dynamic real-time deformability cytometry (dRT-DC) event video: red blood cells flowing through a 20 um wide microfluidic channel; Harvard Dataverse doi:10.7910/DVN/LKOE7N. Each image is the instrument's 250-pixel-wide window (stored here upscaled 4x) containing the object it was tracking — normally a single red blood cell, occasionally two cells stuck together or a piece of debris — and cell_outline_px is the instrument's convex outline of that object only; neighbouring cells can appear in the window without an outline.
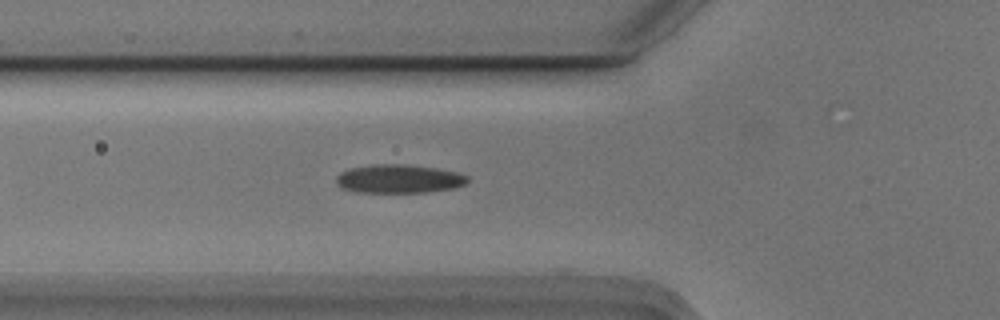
{"species": "Egyptian fruit bat (a non-hibernating species)", "species_latin": "Rousettus aegyptiacus", "temperature_condition": "cold", "stored_images_in_passage": 26, "camera_frame_rate_fps": 3000, "um_per_image_px": 0.085, "animal": {"sex": "male"}, "frame": {"image": 1, "passage_image": 5, "time_ms": 1.333, "image_size_px": [1000, 320], "cell_outline_px": [[468, 184], [456, 188], [428, 192], [356, 192], [340, 188], [336, 184], [336, 176], [340, 172], [348, 168], [372, 164], [400, 164], [436, 168], [456, 172], [468, 176]], "centroid_in_image_um": [33.89, 15.2], "position_along_channel_um": 91.9, "area_um2": 22.14}}
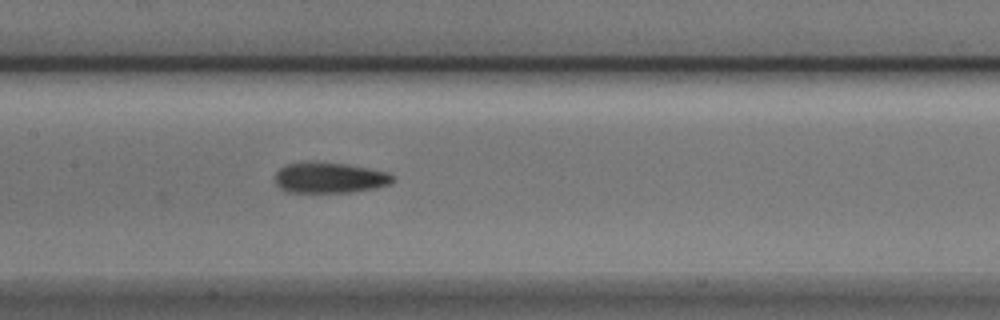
{"frame": {"image": 2, "passage_image": 12, "time_ms": 3.667, "image_size_px": [1000, 320], "cell_outline_px": [[396, 180], [392, 184], [376, 188], [352, 192], [284, 192], [276, 184], [276, 172], [284, 164], [348, 164], [388, 172], [396, 176]], "centroid_in_image_um": [28.1, 15.15], "position_along_channel_um": 179.3, "area_um2": 20.75}}
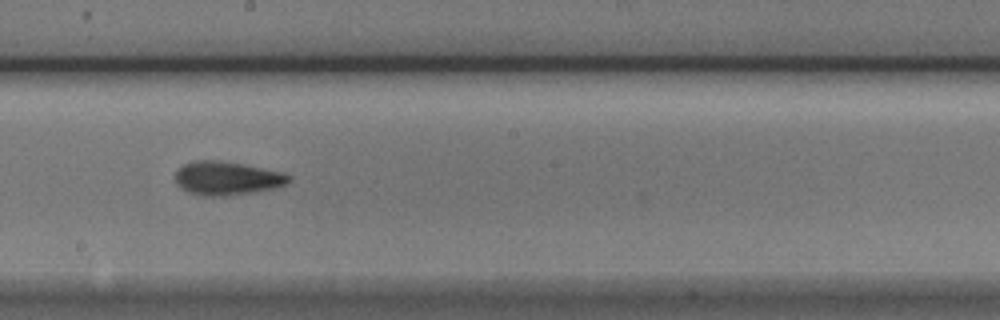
{"frame": {"image": 3, "passage_image": 16, "time_ms": 5.0, "image_size_px": [1000, 320], "cell_outline_px": [[292, 180], [288, 184], [256, 192], [228, 196], [204, 196], [188, 192], [180, 188], [176, 184], [176, 172], [184, 164], [196, 160], [220, 160], [244, 164], [284, 172], [292, 176]], "centroid_in_image_um": [19.33, 15.15], "position_along_channel_um": 228.9, "area_um2": 22.54}}